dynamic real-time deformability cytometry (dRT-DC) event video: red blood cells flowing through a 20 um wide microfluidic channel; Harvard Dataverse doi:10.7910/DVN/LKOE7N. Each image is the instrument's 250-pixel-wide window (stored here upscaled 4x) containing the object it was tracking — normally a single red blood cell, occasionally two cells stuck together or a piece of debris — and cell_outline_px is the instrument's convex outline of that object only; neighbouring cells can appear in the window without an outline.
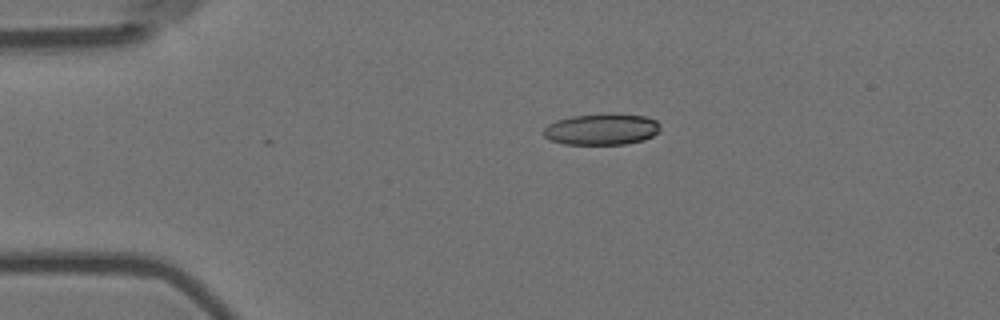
{"species": "Egyptian fruit bat (a non-hibernating species)", "species_latin": "Rousettus aegyptiacus", "temperature_condition": "room temperature", "stored_images_in_passage": 9, "camera_frame_rate_fps": 3000, "um_per_image_px": 0.085, "animal": {"sex": "female"}, "frame": {"image": 1, "passage_image": 4, "time_ms": 1.0, "image_size_px": [1000, 320], "cell_outline_px": [[660, 128], [652, 136], [644, 140], [624, 144], [564, 144], [548, 140], [544, 136], [544, 128], [548, 124], [556, 120], [572, 116], [608, 112], [612, 112], [648, 116], [656, 120], [660, 124]], "centroid_in_image_um": [51.14, 10.96], "position_along_channel_um": 33.9, "area_um2": 21.73}}
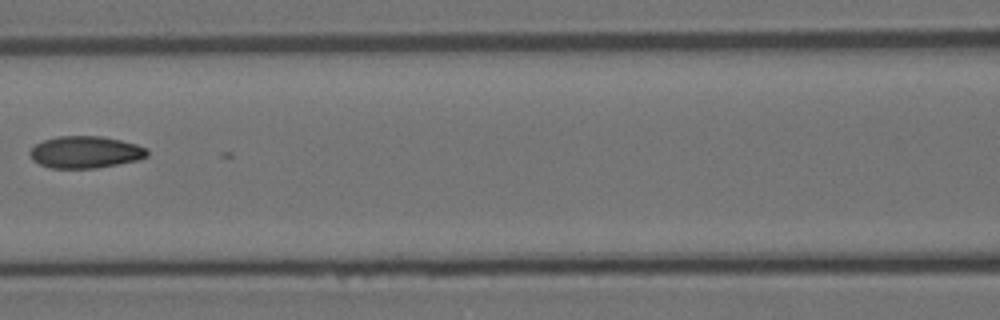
{"frame": {"image": 2, "passage_image": 8, "time_ms": 2.333, "image_size_px": [1000, 320], "cell_outline_px": [[148, 156], [136, 160], [96, 168], [48, 168], [32, 160], [28, 152], [36, 144], [44, 140], [56, 136], [104, 136], [136, 144], [148, 148]], "centroid_in_image_um": [7.24, 12.92], "position_along_channel_um": 159.4, "area_um2": 21.91}}
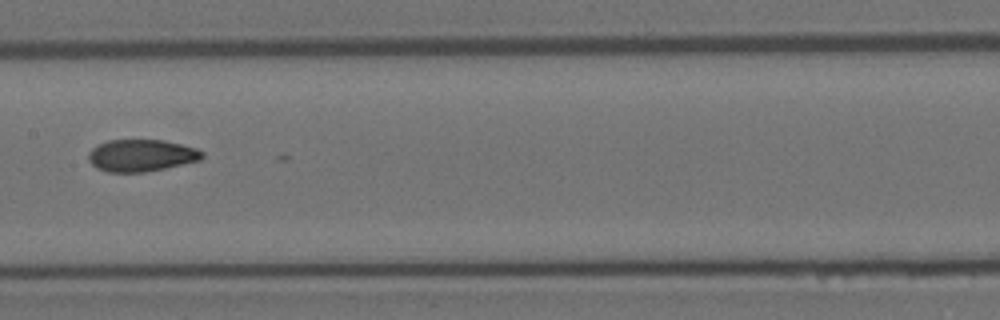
{"frame": {"image": 3, "passage_image": 9, "time_ms": 2.667, "image_size_px": [1000, 320], "cell_outline_px": [[204, 156], [200, 160], [164, 168], [144, 172], [108, 172], [96, 168], [88, 160], [88, 152], [96, 144], [108, 140], [164, 140], [196, 148], [204, 152]], "centroid_in_image_um": [11.98, 13.21], "position_along_channel_um": 195.4, "area_um2": 21.27}}